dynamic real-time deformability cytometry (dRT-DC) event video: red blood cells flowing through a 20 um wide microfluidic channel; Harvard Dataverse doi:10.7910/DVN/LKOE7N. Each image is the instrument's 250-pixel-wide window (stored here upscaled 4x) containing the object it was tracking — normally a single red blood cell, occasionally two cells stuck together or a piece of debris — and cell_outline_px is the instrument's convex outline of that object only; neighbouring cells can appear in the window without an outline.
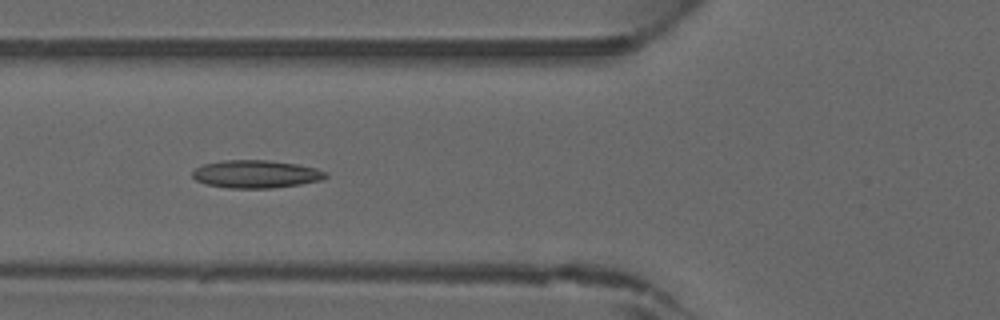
{"species": "common noctule bat (a hibernating species)", "species_latin": "Nyctalus noctula", "temperature_condition": "warm", "stored_images_in_passage": 28, "camera_frame_rate_fps": 3000, "um_per_image_px": 0.085, "animal": {"sex": "male", "forearm_length_mm": 52.5}, "frame": {"image": 1, "passage_image": 5, "time_ms": 1.333, "image_size_px": [1000, 320], "cell_outline_px": [[328, 176], [320, 180], [300, 184], [272, 188], [228, 188], [204, 184], [196, 180], [192, 176], [192, 172], [196, 168], [204, 164], [224, 160], [268, 160], [296, 164], [316, 168], [328, 172]], "centroid_in_image_um": [21.75, 14.8], "position_along_channel_um": 104.0, "area_um2": 21.62}}